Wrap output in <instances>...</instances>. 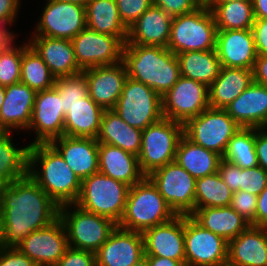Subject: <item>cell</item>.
Wrapping results in <instances>:
<instances>
[{"mask_svg":"<svg viewBox=\"0 0 267 266\" xmlns=\"http://www.w3.org/2000/svg\"><path fill=\"white\" fill-rule=\"evenodd\" d=\"M58 206L29 176L0 189V247L16 248L31 232L59 218Z\"/></svg>","mask_w":267,"mask_h":266,"instance_id":"cell-1","label":"cell"},{"mask_svg":"<svg viewBox=\"0 0 267 266\" xmlns=\"http://www.w3.org/2000/svg\"><path fill=\"white\" fill-rule=\"evenodd\" d=\"M28 165L29 176L58 206L77 202L82 181L50 143L30 144Z\"/></svg>","mask_w":267,"mask_h":266,"instance_id":"cell-2","label":"cell"},{"mask_svg":"<svg viewBox=\"0 0 267 266\" xmlns=\"http://www.w3.org/2000/svg\"><path fill=\"white\" fill-rule=\"evenodd\" d=\"M122 61L128 77L152 88L161 97L181 76L176 54L165 47L124 44Z\"/></svg>","mask_w":267,"mask_h":266,"instance_id":"cell-3","label":"cell"},{"mask_svg":"<svg viewBox=\"0 0 267 266\" xmlns=\"http://www.w3.org/2000/svg\"><path fill=\"white\" fill-rule=\"evenodd\" d=\"M175 216L177 215L156 186L145 176L130 187L124 215L118 227L143 233L147 229L172 220Z\"/></svg>","mask_w":267,"mask_h":266,"instance_id":"cell-4","label":"cell"},{"mask_svg":"<svg viewBox=\"0 0 267 266\" xmlns=\"http://www.w3.org/2000/svg\"><path fill=\"white\" fill-rule=\"evenodd\" d=\"M217 26L211 10L202 4L195 11L175 16L167 48L174 54L215 49Z\"/></svg>","mask_w":267,"mask_h":266,"instance_id":"cell-5","label":"cell"},{"mask_svg":"<svg viewBox=\"0 0 267 266\" xmlns=\"http://www.w3.org/2000/svg\"><path fill=\"white\" fill-rule=\"evenodd\" d=\"M129 189V185L97 172L82 180L81 193L75 204L119 224L124 215Z\"/></svg>","mask_w":267,"mask_h":266,"instance_id":"cell-6","label":"cell"},{"mask_svg":"<svg viewBox=\"0 0 267 266\" xmlns=\"http://www.w3.org/2000/svg\"><path fill=\"white\" fill-rule=\"evenodd\" d=\"M59 218L66 228L69 247L94 253L118 226L113 220L88 212L75 203L60 206Z\"/></svg>","mask_w":267,"mask_h":266,"instance_id":"cell-7","label":"cell"},{"mask_svg":"<svg viewBox=\"0 0 267 266\" xmlns=\"http://www.w3.org/2000/svg\"><path fill=\"white\" fill-rule=\"evenodd\" d=\"M183 136V124L162 118L142 130L139 167L145 176L175 161L176 151Z\"/></svg>","mask_w":267,"mask_h":266,"instance_id":"cell-8","label":"cell"},{"mask_svg":"<svg viewBox=\"0 0 267 266\" xmlns=\"http://www.w3.org/2000/svg\"><path fill=\"white\" fill-rule=\"evenodd\" d=\"M240 129L225 109L209 107L183 124V135L193 143L223 156L229 140Z\"/></svg>","mask_w":267,"mask_h":266,"instance_id":"cell-9","label":"cell"},{"mask_svg":"<svg viewBox=\"0 0 267 266\" xmlns=\"http://www.w3.org/2000/svg\"><path fill=\"white\" fill-rule=\"evenodd\" d=\"M128 125L144 130L163 118L162 99L152 88L130 77L113 108Z\"/></svg>","mask_w":267,"mask_h":266,"instance_id":"cell-10","label":"cell"},{"mask_svg":"<svg viewBox=\"0 0 267 266\" xmlns=\"http://www.w3.org/2000/svg\"><path fill=\"white\" fill-rule=\"evenodd\" d=\"M176 215L190 216L195 210L196 179L176 161L147 176Z\"/></svg>","mask_w":267,"mask_h":266,"instance_id":"cell-11","label":"cell"},{"mask_svg":"<svg viewBox=\"0 0 267 266\" xmlns=\"http://www.w3.org/2000/svg\"><path fill=\"white\" fill-rule=\"evenodd\" d=\"M185 266H227L228 242L184 215Z\"/></svg>","mask_w":267,"mask_h":266,"instance_id":"cell-12","label":"cell"},{"mask_svg":"<svg viewBox=\"0 0 267 266\" xmlns=\"http://www.w3.org/2000/svg\"><path fill=\"white\" fill-rule=\"evenodd\" d=\"M161 99L163 117L182 124L210 107L208 86L184 76Z\"/></svg>","mask_w":267,"mask_h":266,"instance_id":"cell-13","label":"cell"},{"mask_svg":"<svg viewBox=\"0 0 267 266\" xmlns=\"http://www.w3.org/2000/svg\"><path fill=\"white\" fill-rule=\"evenodd\" d=\"M46 1L34 36L72 40L87 27L86 6L68 1Z\"/></svg>","mask_w":267,"mask_h":266,"instance_id":"cell-14","label":"cell"},{"mask_svg":"<svg viewBox=\"0 0 267 266\" xmlns=\"http://www.w3.org/2000/svg\"><path fill=\"white\" fill-rule=\"evenodd\" d=\"M71 42L76 62L82 70L122 61L125 43L117 36L98 33L86 27Z\"/></svg>","mask_w":267,"mask_h":266,"instance_id":"cell-15","label":"cell"},{"mask_svg":"<svg viewBox=\"0 0 267 266\" xmlns=\"http://www.w3.org/2000/svg\"><path fill=\"white\" fill-rule=\"evenodd\" d=\"M17 248L36 266H54L69 248L63 221L58 218L47 227L31 232Z\"/></svg>","mask_w":267,"mask_h":266,"instance_id":"cell-16","label":"cell"},{"mask_svg":"<svg viewBox=\"0 0 267 266\" xmlns=\"http://www.w3.org/2000/svg\"><path fill=\"white\" fill-rule=\"evenodd\" d=\"M64 118L62 100L55 87L38 91L32 111L31 128L36 133L33 143H49L64 135Z\"/></svg>","mask_w":267,"mask_h":266,"instance_id":"cell-17","label":"cell"},{"mask_svg":"<svg viewBox=\"0 0 267 266\" xmlns=\"http://www.w3.org/2000/svg\"><path fill=\"white\" fill-rule=\"evenodd\" d=\"M90 98L104 110L115 107L127 79V70L123 61L106 66L84 69Z\"/></svg>","mask_w":267,"mask_h":266,"instance_id":"cell-18","label":"cell"},{"mask_svg":"<svg viewBox=\"0 0 267 266\" xmlns=\"http://www.w3.org/2000/svg\"><path fill=\"white\" fill-rule=\"evenodd\" d=\"M142 235L144 256L178 260L185 266L184 215L147 229Z\"/></svg>","mask_w":267,"mask_h":266,"instance_id":"cell-19","label":"cell"},{"mask_svg":"<svg viewBox=\"0 0 267 266\" xmlns=\"http://www.w3.org/2000/svg\"><path fill=\"white\" fill-rule=\"evenodd\" d=\"M143 257L142 233L118 226L95 252L96 266H132Z\"/></svg>","mask_w":267,"mask_h":266,"instance_id":"cell-20","label":"cell"},{"mask_svg":"<svg viewBox=\"0 0 267 266\" xmlns=\"http://www.w3.org/2000/svg\"><path fill=\"white\" fill-rule=\"evenodd\" d=\"M215 50L222 67L254 68L257 52L252 29L217 30Z\"/></svg>","mask_w":267,"mask_h":266,"instance_id":"cell-21","label":"cell"},{"mask_svg":"<svg viewBox=\"0 0 267 266\" xmlns=\"http://www.w3.org/2000/svg\"><path fill=\"white\" fill-rule=\"evenodd\" d=\"M49 143L60 153L81 181L99 172L97 139L63 135Z\"/></svg>","mask_w":267,"mask_h":266,"instance_id":"cell-22","label":"cell"},{"mask_svg":"<svg viewBox=\"0 0 267 266\" xmlns=\"http://www.w3.org/2000/svg\"><path fill=\"white\" fill-rule=\"evenodd\" d=\"M227 266H267V227L249 225L229 241Z\"/></svg>","mask_w":267,"mask_h":266,"instance_id":"cell-23","label":"cell"},{"mask_svg":"<svg viewBox=\"0 0 267 266\" xmlns=\"http://www.w3.org/2000/svg\"><path fill=\"white\" fill-rule=\"evenodd\" d=\"M36 93L21 82L6 86L0 109V125L7 133L12 129L29 130Z\"/></svg>","mask_w":267,"mask_h":266,"instance_id":"cell-24","label":"cell"},{"mask_svg":"<svg viewBox=\"0 0 267 266\" xmlns=\"http://www.w3.org/2000/svg\"><path fill=\"white\" fill-rule=\"evenodd\" d=\"M225 110L241 128H266L267 87L253 81Z\"/></svg>","mask_w":267,"mask_h":266,"instance_id":"cell-25","label":"cell"},{"mask_svg":"<svg viewBox=\"0 0 267 266\" xmlns=\"http://www.w3.org/2000/svg\"><path fill=\"white\" fill-rule=\"evenodd\" d=\"M173 17L160 7L151 5L128 29L125 44L167 48Z\"/></svg>","mask_w":267,"mask_h":266,"instance_id":"cell-26","label":"cell"},{"mask_svg":"<svg viewBox=\"0 0 267 266\" xmlns=\"http://www.w3.org/2000/svg\"><path fill=\"white\" fill-rule=\"evenodd\" d=\"M28 42L41 56L56 77L74 76L82 73L78 66L71 40L47 36H32Z\"/></svg>","mask_w":267,"mask_h":266,"instance_id":"cell-27","label":"cell"},{"mask_svg":"<svg viewBox=\"0 0 267 266\" xmlns=\"http://www.w3.org/2000/svg\"><path fill=\"white\" fill-rule=\"evenodd\" d=\"M98 163L99 172L130 187L145 177L138 156L114 145L99 143Z\"/></svg>","mask_w":267,"mask_h":266,"instance_id":"cell-28","label":"cell"},{"mask_svg":"<svg viewBox=\"0 0 267 266\" xmlns=\"http://www.w3.org/2000/svg\"><path fill=\"white\" fill-rule=\"evenodd\" d=\"M203 228L227 242L236 238L250 223L231 206L195 208L190 215Z\"/></svg>","mask_w":267,"mask_h":266,"instance_id":"cell-29","label":"cell"},{"mask_svg":"<svg viewBox=\"0 0 267 266\" xmlns=\"http://www.w3.org/2000/svg\"><path fill=\"white\" fill-rule=\"evenodd\" d=\"M253 82V70L221 67L218 77L208 87L209 105L225 109Z\"/></svg>","mask_w":267,"mask_h":266,"instance_id":"cell-30","label":"cell"},{"mask_svg":"<svg viewBox=\"0 0 267 266\" xmlns=\"http://www.w3.org/2000/svg\"><path fill=\"white\" fill-rule=\"evenodd\" d=\"M96 139L98 143L114 145L138 156L142 130L128 125L113 109L104 110Z\"/></svg>","mask_w":267,"mask_h":266,"instance_id":"cell-31","label":"cell"},{"mask_svg":"<svg viewBox=\"0 0 267 266\" xmlns=\"http://www.w3.org/2000/svg\"><path fill=\"white\" fill-rule=\"evenodd\" d=\"M104 109L90 96L75 103L64 118V135L97 138Z\"/></svg>","mask_w":267,"mask_h":266,"instance_id":"cell-32","label":"cell"},{"mask_svg":"<svg viewBox=\"0 0 267 266\" xmlns=\"http://www.w3.org/2000/svg\"><path fill=\"white\" fill-rule=\"evenodd\" d=\"M222 156L181 137L175 161L195 179L218 172Z\"/></svg>","mask_w":267,"mask_h":266,"instance_id":"cell-33","label":"cell"},{"mask_svg":"<svg viewBox=\"0 0 267 266\" xmlns=\"http://www.w3.org/2000/svg\"><path fill=\"white\" fill-rule=\"evenodd\" d=\"M87 27L127 41L128 28L123 24L115 0H90L86 4Z\"/></svg>","mask_w":267,"mask_h":266,"instance_id":"cell-34","label":"cell"},{"mask_svg":"<svg viewBox=\"0 0 267 266\" xmlns=\"http://www.w3.org/2000/svg\"><path fill=\"white\" fill-rule=\"evenodd\" d=\"M176 56L181 76L202 82L208 87L218 77L222 67L215 49L183 52Z\"/></svg>","mask_w":267,"mask_h":266,"instance_id":"cell-35","label":"cell"},{"mask_svg":"<svg viewBox=\"0 0 267 266\" xmlns=\"http://www.w3.org/2000/svg\"><path fill=\"white\" fill-rule=\"evenodd\" d=\"M11 133L0 138V189L28 175L29 147L17 148Z\"/></svg>","mask_w":267,"mask_h":266,"instance_id":"cell-36","label":"cell"},{"mask_svg":"<svg viewBox=\"0 0 267 266\" xmlns=\"http://www.w3.org/2000/svg\"><path fill=\"white\" fill-rule=\"evenodd\" d=\"M211 10L217 30L252 29L255 16L252 1H233L227 3H207Z\"/></svg>","mask_w":267,"mask_h":266,"instance_id":"cell-37","label":"cell"},{"mask_svg":"<svg viewBox=\"0 0 267 266\" xmlns=\"http://www.w3.org/2000/svg\"><path fill=\"white\" fill-rule=\"evenodd\" d=\"M55 80L56 77L51 73L41 56L27 43L22 51L20 82L38 92L54 87Z\"/></svg>","mask_w":267,"mask_h":266,"instance_id":"cell-38","label":"cell"},{"mask_svg":"<svg viewBox=\"0 0 267 266\" xmlns=\"http://www.w3.org/2000/svg\"><path fill=\"white\" fill-rule=\"evenodd\" d=\"M232 196L233 191L218 172L196 179L195 208L230 206Z\"/></svg>","mask_w":267,"mask_h":266,"instance_id":"cell-39","label":"cell"},{"mask_svg":"<svg viewBox=\"0 0 267 266\" xmlns=\"http://www.w3.org/2000/svg\"><path fill=\"white\" fill-rule=\"evenodd\" d=\"M222 159L243 169L258 166L255 128H241L228 142Z\"/></svg>","mask_w":267,"mask_h":266,"instance_id":"cell-40","label":"cell"},{"mask_svg":"<svg viewBox=\"0 0 267 266\" xmlns=\"http://www.w3.org/2000/svg\"><path fill=\"white\" fill-rule=\"evenodd\" d=\"M54 87L61 97L64 115L75 103L89 96L87 78L83 73L56 78Z\"/></svg>","mask_w":267,"mask_h":266,"instance_id":"cell-41","label":"cell"},{"mask_svg":"<svg viewBox=\"0 0 267 266\" xmlns=\"http://www.w3.org/2000/svg\"><path fill=\"white\" fill-rule=\"evenodd\" d=\"M22 51L0 54V85L20 82Z\"/></svg>","mask_w":267,"mask_h":266,"instance_id":"cell-42","label":"cell"},{"mask_svg":"<svg viewBox=\"0 0 267 266\" xmlns=\"http://www.w3.org/2000/svg\"><path fill=\"white\" fill-rule=\"evenodd\" d=\"M267 186V170L260 166L249 169L239 167V190L258 196Z\"/></svg>","mask_w":267,"mask_h":266,"instance_id":"cell-43","label":"cell"},{"mask_svg":"<svg viewBox=\"0 0 267 266\" xmlns=\"http://www.w3.org/2000/svg\"><path fill=\"white\" fill-rule=\"evenodd\" d=\"M123 24L130 26L153 4V0H115Z\"/></svg>","mask_w":267,"mask_h":266,"instance_id":"cell-44","label":"cell"},{"mask_svg":"<svg viewBox=\"0 0 267 266\" xmlns=\"http://www.w3.org/2000/svg\"><path fill=\"white\" fill-rule=\"evenodd\" d=\"M230 206L245 218L250 225L255 226V213L257 207L256 195L241 190L235 191L233 192Z\"/></svg>","mask_w":267,"mask_h":266,"instance_id":"cell-45","label":"cell"},{"mask_svg":"<svg viewBox=\"0 0 267 266\" xmlns=\"http://www.w3.org/2000/svg\"><path fill=\"white\" fill-rule=\"evenodd\" d=\"M153 5L175 17L195 11L202 3L199 0H153Z\"/></svg>","mask_w":267,"mask_h":266,"instance_id":"cell-46","label":"cell"},{"mask_svg":"<svg viewBox=\"0 0 267 266\" xmlns=\"http://www.w3.org/2000/svg\"><path fill=\"white\" fill-rule=\"evenodd\" d=\"M17 14H6L0 17V54L4 53H12L15 51H23L26 47V44H22L23 46H14V33L12 34L11 31H9V28L7 30V25H12L14 20L16 19ZM4 24V26H2ZM6 27V28H5ZM12 44V45H11Z\"/></svg>","mask_w":267,"mask_h":266,"instance_id":"cell-47","label":"cell"},{"mask_svg":"<svg viewBox=\"0 0 267 266\" xmlns=\"http://www.w3.org/2000/svg\"><path fill=\"white\" fill-rule=\"evenodd\" d=\"M54 266H96L95 253L69 247Z\"/></svg>","mask_w":267,"mask_h":266,"instance_id":"cell-48","label":"cell"},{"mask_svg":"<svg viewBox=\"0 0 267 266\" xmlns=\"http://www.w3.org/2000/svg\"><path fill=\"white\" fill-rule=\"evenodd\" d=\"M0 266H36L24 253L16 248L0 247Z\"/></svg>","mask_w":267,"mask_h":266,"instance_id":"cell-49","label":"cell"},{"mask_svg":"<svg viewBox=\"0 0 267 266\" xmlns=\"http://www.w3.org/2000/svg\"><path fill=\"white\" fill-rule=\"evenodd\" d=\"M218 173L233 192L239 191V166L222 159Z\"/></svg>","mask_w":267,"mask_h":266,"instance_id":"cell-50","label":"cell"},{"mask_svg":"<svg viewBox=\"0 0 267 266\" xmlns=\"http://www.w3.org/2000/svg\"><path fill=\"white\" fill-rule=\"evenodd\" d=\"M252 32L257 55H267V19H255Z\"/></svg>","mask_w":267,"mask_h":266,"instance_id":"cell-51","label":"cell"},{"mask_svg":"<svg viewBox=\"0 0 267 266\" xmlns=\"http://www.w3.org/2000/svg\"><path fill=\"white\" fill-rule=\"evenodd\" d=\"M255 150L258 166L267 170V128H255Z\"/></svg>","mask_w":267,"mask_h":266,"instance_id":"cell-52","label":"cell"},{"mask_svg":"<svg viewBox=\"0 0 267 266\" xmlns=\"http://www.w3.org/2000/svg\"><path fill=\"white\" fill-rule=\"evenodd\" d=\"M255 226L267 227V186L257 196Z\"/></svg>","mask_w":267,"mask_h":266,"instance_id":"cell-53","label":"cell"},{"mask_svg":"<svg viewBox=\"0 0 267 266\" xmlns=\"http://www.w3.org/2000/svg\"><path fill=\"white\" fill-rule=\"evenodd\" d=\"M253 81L267 87V55H257L253 68Z\"/></svg>","mask_w":267,"mask_h":266,"instance_id":"cell-54","label":"cell"},{"mask_svg":"<svg viewBox=\"0 0 267 266\" xmlns=\"http://www.w3.org/2000/svg\"><path fill=\"white\" fill-rule=\"evenodd\" d=\"M21 0H0V17L6 14H18Z\"/></svg>","mask_w":267,"mask_h":266,"instance_id":"cell-55","label":"cell"},{"mask_svg":"<svg viewBox=\"0 0 267 266\" xmlns=\"http://www.w3.org/2000/svg\"><path fill=\"white\" fill-rule=\"evenodd\" d=\"M149 266H184L180 261L157 256H145Z\"/></svg>","mask_w":267,"mask_h":266,"instance_id":"cell-56","label":"cell"},{"mask_svg":"<svg viewBox=\"0 0 267 266\" xmlns=\"http://www.w3.org/2000/svg\"><path fill=\"white\" fill-rule=\"evenodd\" d=\"M255 19H267V0H252Z\"/></svg>","mask_w":267,"mask_h":266,"instance_id":"cell-57","label":"cell"},{"mask_svg":"<svg viewBox=\"0 0 267 266\" xmlns=\"http://www.w3.org/2000/svg\"><path fill=\"white\" fill-rule=\"evenodd\" d=\"M5 89H6L5 86L0 85V109L5 99Z\"/></svg>","mask_w":267,"mask_h":266,"instance_id":"cell-58","label":"cell"},{"mask_svg":"<svg viewBox=\"0 0 267 266\" xmlns=\"http://www.w3.org/2000/svg\"><path fill=\"white\" fill-rule=\"evenodd\" d=\"M132 266H149L147 258L144 256L142 259H140L138 262H136Z\"/></svg>","mask_w":267,"mask_h":266,"instance_id":"cell-59","label":"cell"},{"mask_svg":"<svg viewBox=\"0 0 267 266\" xmlns=\"http://www.w3.org/2000/svg\"><path fill=\"white\" fill-rule=\"evenodd\" d=\"M233 1H252V0H210L208 3H227Z\"/></svg>","mask_w":267,"mask_h":266,"instance_id":"cell-60","label":"cell"},{"mask_svg":"<svg viewBox=\"0 0 267 266\" xmlns=\"http://www.w3.org/2000/svg\"><path fill=\"white\" fill-rule=\"evenodd\" d=\"M56 1L75 2V3H79V4H82V5L86 6V4H87L90 0H56Z\"/></svg>","mask_w":267,"mask_h":266,"instance_id":"cell-61","label":"cell"},{"mask_svg":"<svg viewBox=\"0 0 267 266\" xmlns=\"http://www.w3.org/2000/svg\"><path fill=\"white\" fill-rule=\"evenodd\" d=\"M6 133V131L0 125V138Z\"/></svg>","mask_w":267,"mask_h":266,"instance_id":"cell-62","label":"cell"},{"mask_svg":"<svg viewBox=\"0 0 267 266\" xmlns=\"http://www.w3.org/2000/svg\"><path fill=\"white\" fill-rule=\"evenodd\" d=\"M202 4H207L210 0H199Z\"/></svg>","mask_w":267,"mask_h":266,"instance_id":"cell-63","label":"cell"}]
</instances>
